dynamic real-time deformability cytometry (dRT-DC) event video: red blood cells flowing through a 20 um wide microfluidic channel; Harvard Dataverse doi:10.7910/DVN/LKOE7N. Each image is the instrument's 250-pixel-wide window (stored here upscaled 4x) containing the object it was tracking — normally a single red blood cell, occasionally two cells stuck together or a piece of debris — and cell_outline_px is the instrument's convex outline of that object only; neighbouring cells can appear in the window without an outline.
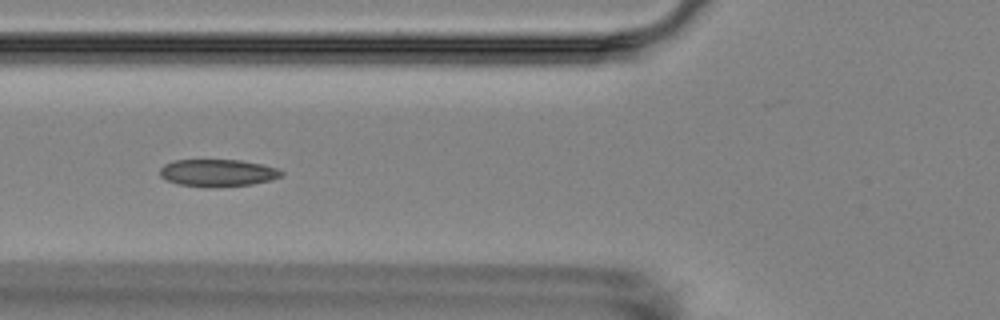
{"species": "Egyptian fruit bat (a non-hibernating species)", "species_latin": "Rousettus aegyptiacus", "temperature_condition": "room temperature", "stored_images_in_passage": 7, "camera_frame_rate_fps": 3000, "um_per_image_px": 0.085, "animal": {"sex": "female"}, "frame": {"image": 1, "passage_image": 5, "time_ms": 5.667, "image_size_px": [1000, 320], "cell_outline_px": [[284, 176], [272, 180], [252, 184], [212, 188], [208, 188], [180, 184], [168, 180], [160, 176], [160, 168], [164, 164], [176, 160], [240, 160], [260, 164], [276, 168], [284, 172]], "centroid_in_image_um": [18.53, 14.7], "position_along_channel_um": 107.3, "area_um2": 19.36}}
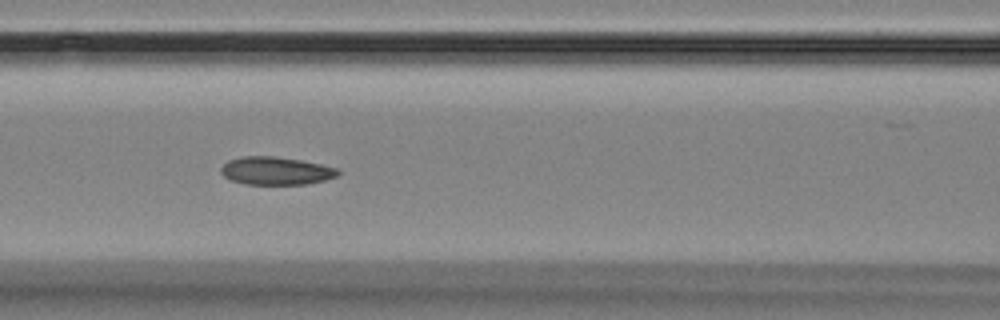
{"frame": {"image": 2, "passage_image": 6, "time_ms": 6.667, "image_size_px": [1000, 320], "cell_outline_px": [[340, 172], [336, 176], [324, 180], [308, 184], [244, 184], [232, 180], [224, 176], [220, 172], [220, 168], [228, 160], [244, 156], [272, 156], [300, 160], [320, 164], [336, 168]], "centroid_in_image_um": [23.42, 14.52], "position_along_channel_um": 143.2, "area_um2": 18.9}}
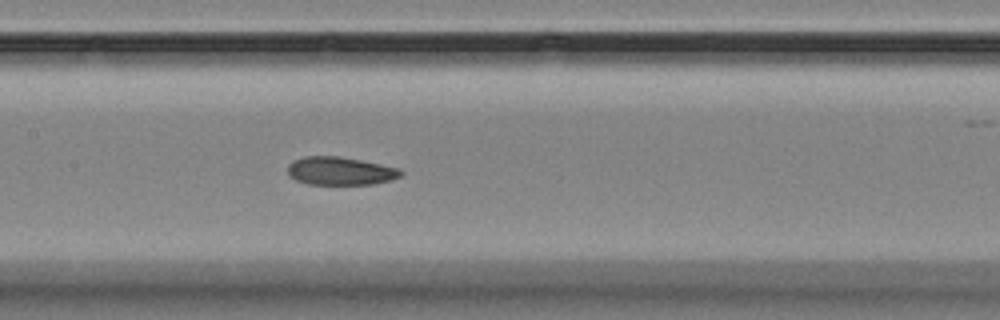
{"frame": {"image": 3, "passage_image": 7, "time_ms": 7.667, "image_size_px": [1000, 320], "cell_outline_px": [[404, 172], [400, 176], [392, 180], [372, 184], [308, 184], [296, 180], [288, 176], [288, 164], [292, 160], [304, 156], [336, 156], [360, 160], [400, 168]], "centroid_in_image_um": [28.9, 14.53], "position_along_channel_um": 178.5, "area_um2": 18.61}}